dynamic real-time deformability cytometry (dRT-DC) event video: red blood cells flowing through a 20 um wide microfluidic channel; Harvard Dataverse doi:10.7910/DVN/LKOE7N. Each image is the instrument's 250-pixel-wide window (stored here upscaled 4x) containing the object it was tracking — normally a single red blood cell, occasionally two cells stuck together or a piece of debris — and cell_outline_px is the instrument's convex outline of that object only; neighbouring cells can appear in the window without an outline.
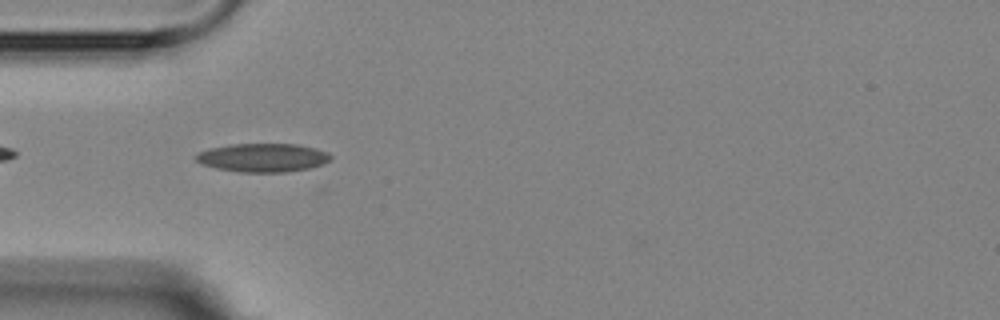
{"species": "Egyptian fruit bat (a non-hibernating species)", "species_latin": "Rousettus aegyptiacus", "temperature_condition": "room temperature", "stored_images_in_passage": 6, "camera_frame_rate_fps": 3000, "um_per_image_px": 0.085, "animal": {"sex": "female"}, "frame": {"image": 1, "passage_image": 5, "time_ms": 5.667, "image_size_px": [1000, 320], "cell_outline_px": [[332, 156], [324, 164], [308, 168], [284, 172], [240, 172], [216, 168], [204, 164], [196, 160], [192, 156], [196, 152], [208, 148], [228, 144], [300, 144], [316, 148], [328, 152]], "centroid_in_image_um": [22.3, 13.38], "position_along_channel_um": 62.7, "area_um2": 22.6}}
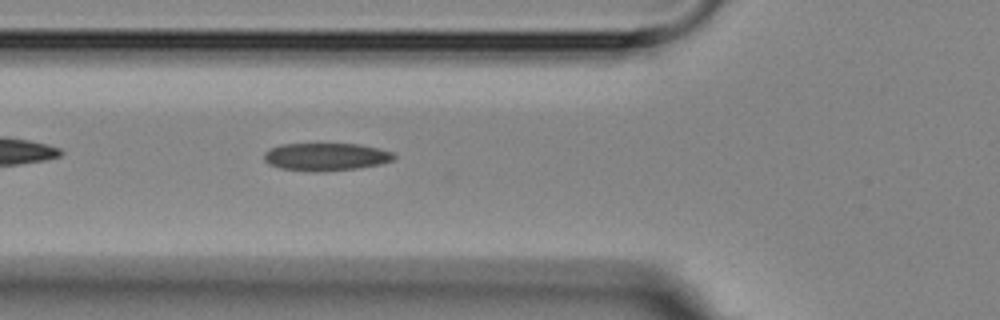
{"frame": {"image": 2, "passage_image": 6, "time_ms": 6.667, "image_size_px": [1000, 320], "cell_outline_px": [[396, 156], [392, 160], [380, 164], [356, 168], [280, 168], [268, 164], [264, 160], [264, 152], [280, 144], [360, 144], [392, 152]], "centroid_in_image_um": [27.71, 13.27], "position_along_channel_um": 98.1, "area_um2": 19.71}}